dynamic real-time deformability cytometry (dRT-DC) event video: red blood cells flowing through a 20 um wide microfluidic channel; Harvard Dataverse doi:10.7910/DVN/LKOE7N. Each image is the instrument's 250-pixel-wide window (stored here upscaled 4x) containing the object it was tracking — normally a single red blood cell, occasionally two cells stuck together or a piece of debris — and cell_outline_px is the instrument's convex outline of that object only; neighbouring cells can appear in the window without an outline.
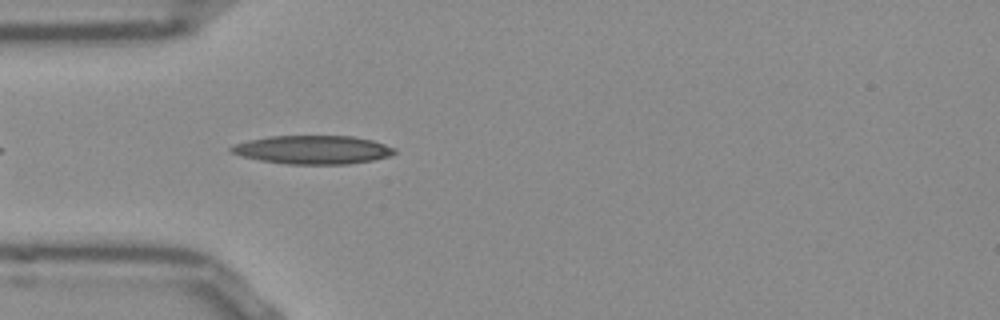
{"species": "Egyptian fruit bat (a non-hibernating species)", "species_latin": "Rousettus aegyptiacus", "temperature_condition": "room temperature", "stored_images_in_passage": 16, "camera_frame_rate_fps": 3000, "um_per_image_px": 0.085, "frame": {"image": 1, "passage_image": 3, "time_ms": 0.667, "image_size_px": [1000, 320], "cell_outline_px": [[396, 152], [392, 156], [372, 160], [348, 164], [288, 164], [260, 160], [244, 156], [232, 152], [228, 148], [236, 144], [248, 140], [268, 136], [352, 136], [372, 140], [396, 148]], "centroid_in_image_um": [26.63, 12.72], "position_along_channel_um": 58.4, "area_um2": 27.05}}
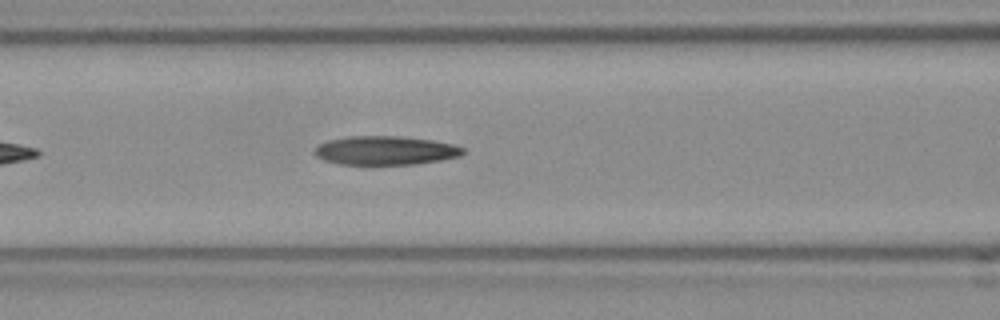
{"frame": {"image": 2, "passage_image": 9, "time_ms": 2.667, "image_size_px": [1000, 320], "cell_outline_px": [[464, 152], [460, 156], [440, 160], [416, 164], [340, 164], [324, 160], [316, 156], [316, 148], [320, 144], [328, 140], [348, 136], [400, 136], [432, 140], [452, 144], [464, 148]], "centroid_in_image_um": [32.77, 12.78], "position_along_channel_um": 133.8, "area_um2": 24.74}}
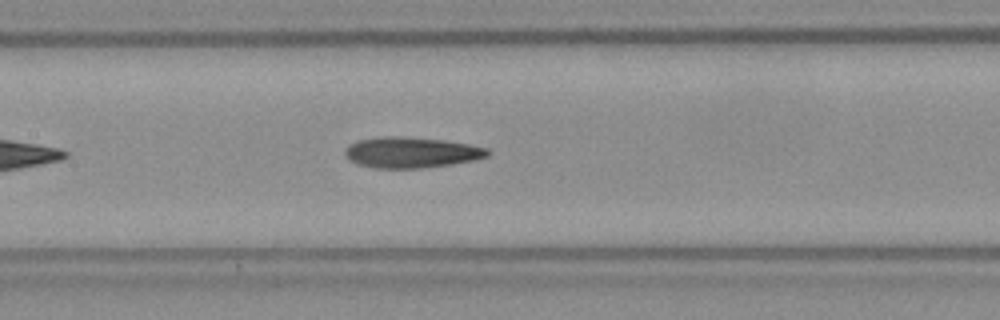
{"frame": {"image": 3, "passage_image": 12, "time_ms": 3.667, "image_size_px": [1000, 320], "cell_outline_px": [[492, 152], [488, 156], [476, 160], [452, 164], [420, 168], [372, 168], [356, 164], [348, 160], [344, 156], [344, 152], [356, 140], [380, 136], [396, 136], [444, 140], [468, 144], [488, 148]], "centroid_in_image_um": [34.96, 12.96], "position_along_channel_um": 172.4, "area_um2": 25.78}}